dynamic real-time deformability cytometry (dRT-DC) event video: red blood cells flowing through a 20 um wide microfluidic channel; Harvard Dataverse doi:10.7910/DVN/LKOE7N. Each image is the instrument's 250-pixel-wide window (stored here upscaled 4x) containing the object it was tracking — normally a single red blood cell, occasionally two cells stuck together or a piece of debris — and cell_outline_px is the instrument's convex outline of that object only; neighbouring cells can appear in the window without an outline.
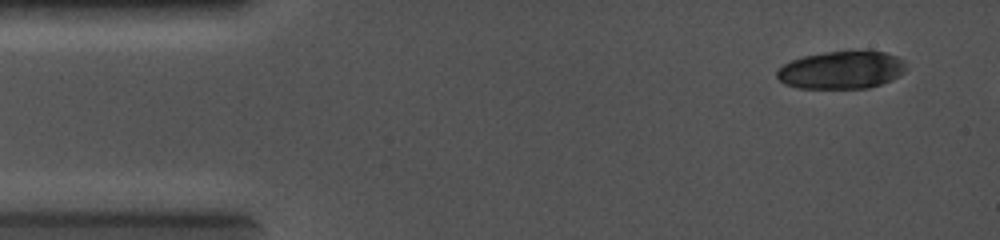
{"species": "common noctule bat (a hibernating species)", "species_latin": "Nyctalus noctula", "temperature_condition": "cold", "stored_images_in_passage": 3, "camera_frame_rate_fps": 5000, "um_per_image_px": 0.085, "animal": {"sex": "female", "body_mass_g": 19.0, "forearm_length_mm": 56.7}, "frame": {"image": 1, "passage_image": 1, "time_ms": 0.0, "image_size_px": [1000, 240], "cell_outline_px": [[904, 72], [900, 76], [892, 80], [868, 88], [796, 88], [784, 84], [776, 76], [776, 72], [784, 64], [792, 60], [804, 56], [828, 52], [884, 52], [900, 56], [904, 60]], "centroid_in_image_um": [71.53, 5.96], "position_along_channel_um": 13.5, "area_um2": 28.21}}